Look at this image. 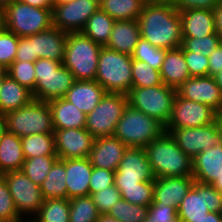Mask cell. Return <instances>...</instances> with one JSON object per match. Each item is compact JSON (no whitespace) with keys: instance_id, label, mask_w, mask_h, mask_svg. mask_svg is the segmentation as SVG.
Masks as SVG:
<instances>
[{"instance_id":"6f0895ef","label":"cell","mask_w":222,"mask_h":222,"mask_svg":"<svg viewBox=\"0 0 222 222\" xmlns=\"http://www.w3.org/2000/svg\"><path fill=\"white\" fill-rule=\"evenodd\" d=\"M6 30V9L5 5L0 4V32Z\"/></svg>"},{"instance_id":"4316f807","label":"cell","mask_w":222,"mask_h":222,"mask_svg":"<svg viewBox=\"0 0 222 222\" xmlns=\"http://www.w3.org/2000/svg\"><path fill=\"white\" fill-rule=\"evenodd\" d=\"M160 76L162 83L175 89L191 77L181 46L166 51Z\"/></svg>"},{"instance_id":"603a6c76","label":"cell","mask_w":222,"mask_h":222,"mask_svg":"<svg viewBox=\"0 0 222 222\" xmlns=\"http://www.w3.org/2000/svg\"><path fill=\"white\" fill-rule=\"evenodd\" d=\"M92 170L89 158L66 159L67 199L89 196Z\"/></svg>"},{"instance_id":"8fae6325","label":"cell","mask_w":222,"mask_h":222,"mask_svg":"<svg viewBox=\"0 0 222 222\" xmlns=\"http://www.w3.org/2000/svg\"><path fill=\"white\" fill-rule=\"evenodd\" d=\"M222 194L211 184L194 181L178 208V220L197 222L209 212H220Z\"/></svg>"},{"instance_id":"f907efd6","label":"cell","mask_w":222,"mask_h":222,"mask_svg":"<svg viewBox=\"0 0 222 222\" xmlns=\"http://www.w3.org/2000/svg\"><path fill=\"white\" fill-rule=\"evenodd\" d=\"M220 0H174L172 5L180 12L192 9L213 10Z\"/></svg>"},{"instance_id":"f546056e","label":"cell","mask_w":222,"mask_h":222,"mask_svg":"<svg viewBox=\"0 0 222 222\" xmlns=\"http://www.w3.org/2000/svg\"><path fill=\"white\" fill-rule=\"evenodd\" d=\"M33 99L30 90L6 75L0 90V113L6 114L19 109L29 104Z\"/></svg>"},{"instance_id":"bcb514c9","label":"cell","mask_w":222,"mask_h":222,"mask_svg":"<svg viewBox=\"0 0 222 222\" xmlns=\"http://www.w3.org/2000/svg\"><path fill=\"white\" fill-rule=\"evenodd\" d=\"M97 207L99 214H109L112 206L122 199L121 193L115 185L100 190L90 195Z\"/></svg>"},{"instance_id":"be15d7a7","label":"cell","mask_w":222,"mask_h":222,"mask_svg":"<svg viewBox=\"0 0 222 222\" xmlns=\"http://www.w3.org/2000/svg\"><path fill=\"white\" fill-rule=\"evenodd\" d=\"M213 77L222 92V71H220L218 74L214 75Z\"/></svg>"},{"instance_id":"d590c367","label":"cell","mask_w":222,"mask_h":222,"mask_svg":"<svg viewBox=\"0 0 222 222\" xmlns=\"http://www.w3.org/2000/svg\"><path fill=\"white\" fill-rule=\"evenodd\" d=\"M57 159V155L28 158L25 159L21 171L24 172L33 183L40 186Z\"/></svg>"},{"instance_id":"484cf974","label":"cell","mask_w":222,"mask_h":222,"mask_svg":"<svg viewBox=\"0 0 222 222\" xmlns=\"http://www.w3.org/2000/svg\"><path fill=\"white\" fill-rule=\"evenodd\" d=\"M140 38L138 20H116L106 47L131 56Z\"/></svg>"},{"instance_id":"9c48e42d","label":"cell","mask_w":222,"mask_h":222,"mask_svg":"<svg viewBox=\"0 0 222 222\" xmlns=\"http://www.w3.org/2000/svg\"><path fill=\"white\" fill-rule=\"evenodd\" d=\"M6 29L18 37L38 34L53 26L52 9L34 7L18 0L5 6Z\"/></svg>"},{"instance_id":"7a4b0ae2","label":"cell","mask_w":222,"mask_h":222,"mask_svg":"<svg viewBox=\"0 0 222 222\" xmlns=\"http://www.w3.org/2000/svg\"><path fill=\"white\" fill-rule=\"evenodd\" d=\"M154 177H193L192 158L187 156L168 133L164 132L145 148Z\"/></svg>"},{"instance_id":"ac0fdd59","label":"cell","mask_w":222,"mask_h":222,"mask_svg":"<svg viewBox=\"0 0 222 222\" xmlns=\"http://www.w3.org/2000/svg\"><path fill=\"white\" fill-rule=\"evenodd\" d=\"M177 93L185 99L204 103L222 112V92L212 76L190 77L177 88Z\"/></svg>"},{"instance_id":"52a82bcc","label":"cell","mask_w":222,"mask_h":222,"mask_svg":"<svg viewBox=\"0 0 222 222\" xmlns=\"http://www.w3.org/2000/svg\"><path fill=\"white\" fill-rule=\"evenodd\" d=\"M7 131L22 138L32 134L54 133L48 102L33 99L29 104L5 114Z\"/></svg>"},{"instance_id":"9a60e30c","label":"cell","mask_w":222,"mask_h":222,"mask_svg":"<svg viewBox=\"0 0 222 222\" xmlns=\"http://www.w3.org/2000/svg\"><path fill=\"white\" fill-rule=\"evenodd\" d=\"M99 8V0H72L56 4L52 9V24L63 32H81L89 17Z\"/></svg>"},{"instance_id":"7402d4cb","label":"cell","mask_w":222,"mask_h":222,"mask_svg":"<svg viewBox=\"0 0 222 222\" xmlns=\"http://www.w3.org/2000/svg\"><path fill=\"white\" fill-rule=\"evenodd\" d=\"M105 94L106 90L95 80H75L64 98L87 115Z\"/></svg>"},{"instance_id":"6125c7cd","label":"cell","mask_w":222,"mask_h":222,"mask_svg":"<svg viewBox=\"0 0 222 222\" xmlns=\"http://www.w3.org/2000/svg\"><path fill=\"white\" fill-rule=\"evenodd\" d=\"M216 123L218 125L219 132H220V135H221V140H222V112L217 113Z\"/></svg>"},{"instance_id":"ffe728a7","label":"cell","mask_w":222,"mask_h":222,"mask_svg":"<svg viewBox=\"0 0 222 222\" xmlns=\"http://www.w3.org/2000/svg\"><path fill=\"white\" fill-rule=\"evenodd\" d=\"M194 181L193 177H156L154 179L153 203H162V205L178 210Z\"/></svg>"},{"instance_id":"3957f363","label":"cell","mask_w":222,"mask_h":222,"mask_svg":"<svg viewBox=\"0 0 222 222\" xmlns=\"http://www.w3.org/2000/svg\"><path fill=\"white\" fill-rule=\"evenodd\" d=\"M101 48L102 45L82 32L67 33L62 64L73 74L75 80H95Z\"/></svg>"},{"instance_id":"4dcf8cb0","label":"cell","mask_w":222,"mask_h":222,"mask_svg":"<svg viewBox=\"0 0 222 222\" xmlns=\"http://www.w3.org/2000/svg\"><path fill=\"white\" fill-rule=\"evenodd\" d=\"M66 159L58 158L43 183L40 185L44 199L65 198L67 199L66 187Z\"/></svg>"},{"instance_id":"1f68e13d","label":"cell","mask_w":222,"mask_h":222,"mask_svg":"<svg viewBox=\"0 0 222 222\" xmlns=\"http://www.w3.org/2000/svg\"><path fill=\"white\" fill-rule=\"evenodd\" d=\"M148 0H99V6L116 20H138Z\"/></svg>"},{"instance_id":"89a4df30","label":"cell","mask_w":222,"mask_h":222,"mask_svg":"<svg viewBox=\"0 0 222 222\" xmlns=\"http://www.w3.org/2000/svg\"><path fill=\"white\" fill-rule=\"evenodd\" d=\"M154 1H158V2H170V3H172L174 0H154Z\"/></svg>"},{"instance_id":"a7ac6f4b","label":"cell","mask_w":222,"mask_h":222,"mask_svg":"<svg viewBox=\"0 0 222 222\" xmlns=\"http://www.w3.org/2000/svg\"><path fill=\"white\" fill-rule=\"evenodd\" d=\"M18 222H34L32 219H22L21 221Z\"/></svg>"},{"instance_id":"30bf717a","label":"cell","mask_w":222,"mask_h":222,"mask_svg":"<svg viewBox=\"0 0 222 222\" xmlns=\"http://www.w3.org/2000/svg\"><path fill=\"white\" fill-rule=\"evenodd\" d=\"M128 105L123 93L106 92L99 104L87 114L86 130L94 137H113L115 127Z\"/></svg>"},{"instance_id":"f1b7e54d","label":"cell","mask_w":222,"mask_h":222,"mask_svg":"<svg viewBox=\"0 0 222 222\" xmlns=\"http://www.w3.org/2000/svg\"><path fill=\"white\" fill-rule=\"evenodd\" d=\"M24 161L21 138L7 131L0 137V173L21 170Z\"/></svg>"},{"instance_id":"680465c9","label":"cell","mask_w":222,"mask_h":222,"mask_svg":"<svg viewBox=\"0 0 222 222\" xmlns=\"http://www.w3.org/2000/svg\"><path fill=\"white\" fill-rule=\"evenodd\" d=\"M7 132V120L5 114L0 113V137Z\"/></svg>"},{"instance_id":"6da1fadb","label":"cell","mask_w":222,"mask_h":222,"mask_svg":"<svg viewBox=\"0 0 222 222\" xmlns=\"http://www.w3.org/2000/svg\"><path fill=\"white\" fill-rule=\"evenodd\" d=\"M138 22L141 37L153 46L168 50L182 45L181 18L172 3L148 0Z\"/></svg>"},{"instance_id":"ba28073f","label":"cell","mask_w":222,"mask_h":222,"mask_svg":"<svg viewBox=\"0 0 222 222\" xmlns=\"http://www.w3.org/2000/svg\"><path fill=\"white\" fill-rule=\"evenodd\" d=\"M176 93L177 89L164 83L152 87L131 88L127 94L128 104L156 118L166 127L172 115Z\"/></svg>"},{"instance_id":"5bb4252c","label":"cell","mask_w":222,"mask_h":222,"mask_svg":"<svg viewBox=\"0 0 222 222\" xmlns=\"http://www.w3.org/2000/svg\"><path fill=\"white\" fill-rule=\"evenodd\" d=\"M217 113L209 105L185 99L176 93L172 115L165 129L203 127L215 122Z\"/></svg>"},{"instance_id":"d6986e66","label":"cell","mask_w":222,"mask_h":222,"mask_svg":"<svg viewBox=\"0 0 222 222\" xmlns=\"http://www.w3.org/2000/svg\"><path fill=\"white\" fill-rule=\"evenodd\" d=\"M127 148L115 137L95 138L88 158L93 167L116 171Z\"/></svg>"},{"instance_id":"5b68a950","label":"cell","mask_w":222,"mask_h":222,"mask_svg":"<svg viewBox=\"0 0 222 222\" xmlns=\"http://www.w3.org/2000/svg\"><path fill=\"white\" fill-rule=\"evenodd\" d=\"M132 57L102 46L95 81L106 92L128 94L132 87Z\"/></svg>"},{"instance_id":"277c9868","label":"cell","mask_w":222,"mask_h":222,"mask_svg":"<svg viewBox=\"0 0 222 222\" xmlns=\"http://www.w3.org/2000/svg\"><path fill=\"white\" fill-rule=\"evenodd\" d=\"M165 132V126L156 118L144 114L129 104L115 127L113 137L128 147L145 148Z\"/></svg>"},{"instance_id":"2e32d148","label":"cell","mask_w":222,"mask_h":222,"mask_svg":"<svg viewBox=\"0 0 222 222\" xmlns=\"http://www.w3.org/2000/svg\"><path fill=\"white\" fill-rule=\"evenodd\" d=\"M165 132H168L177 146L192 159L222 142L216 121L203 127L165 129Z\"/></svg>"},{"instance_id":"cb8c5ba5","label":"cell","mask_w":222,"mask_h":222,"mask_svg":"<svg viewBox=\"0 0 222 222\" xmlns=\"http://www.w3.org/2000/svg\"><path fill=\"white\" fill-rule=\"evenodd\" d=\"M193 178L202 184H211L222 175V142L192 159Z\"/></svg>"},{"instance_id":"db71d44e","label":"cell","mask_w":222,"mask_h":222,"mask_svg":"<svg viewBox=\"0 0 222 222\" xmlns=\"http://www.w3.org/2000/svg\"><path fill=\"white\" fill-rule=\"evenodd\" d=\"M214 26H215V33L219 36L222 40V0L214 7Z\"/></svg>"},{"instance_id":"94428289","label":"cell","mask_w":222,"mask_h":222,"mask_svg":"<svg viewBox=\"0 0 222 222\" xmlns=\"http://www.w3.org/2000/svg\"><path fill=\"white\" fill-rule=\"evenodd\" d=\"M211 185L222 194V175L213 181Z\"/></svg>"},{"instance_id":"836d02e7","label":"cell","mask_w":222,"mask_h":222,"mask_svg":"<svg viewBox=\"0 0 222 222\" xmlns=\"http://www.w3.org/2000/svg\"><path fill=\"white\" fill-rule=\"evenodd\" d=\"M70 203L65 198H48L32 218L34 222H69Z\"/></svg>"},{"instance_id":"c3c4849f","label":"cell","mask_w":222,"mask_h":222,"mask_svg":"<svg viewBox=\"0 0 222 222\" xmlns=\"http://www.w3.org/2000/svg\"><path fill=\"white\" fill-rule=\"evenodd\" d=\"M184 59L189 69L191 77H201L208 75L209 58L204 56L202 51H183Z\"/></svg>"},{"instance_id":"e7e4bbea","label":"cell","mask_w":222,"mask_h":222,"mask_svg":"<svg viewBox=\"0 0 222 222\" xmlns=\"http://www.w3.org/2000/svg\"><path fill=\"white\" fill-rule=\"evenodd\" d=\"M6 75H7V70L4 68H0V90H1L2 82L4 78L6 77Z\"/></svg>"},{"instance_id":"816d5d0a","label":"cell","mask_w":222,"mask_h":222,"mask_svg":"<svg viewBox=\"0 0 222 222\" xmlns=\"http://www.w3.org/2000/svg\"><path fill=\"white\" fill-rule=\"evenodd\" d=\"M14 61L34 62L32 35L27 37H19L17 53Z\"/></svg>"},{"instance_id":"2644e50d","label":"cell","mask_w":222,"mask_h":222,"mask_svg":"<svg viewBox=\"0 0 222 222\" xmlns=\"http://www.w3.org/2000/svg\"><path fill=\"white\" fill-rule=\"evenodd\" d=\"M0 222H6L5 220H3L2 218H0Z\"/></svg>"},{"instance_id":"91938a15","label":"cell","mask_w":222,"mask_h":222,"mask_svg":"<svg viewBox=\"0 0 222 222\" xmlns=\"http://www.w3.org/2000/svg\"><path fill=\"white\" fill-rule=\"evenodd\" d=\"M97 222H119V221L109 214H99Z\"/></svg>"},{"instance_id":"d6a6232c","label":"cell","mask_w":222,"mask_h":222,"mask_svg":"<svg viewBox=\"0 0 222 222\" xmlns=\"http://www.w3.org/2000/svg\"><path fill=\"white\" fill-rule=\"evenodd\" d=\"M115 20L100 8L89 17L82 29V33L92 41L106 46Z\"/></svg>"},{"instance_id":"f35d334b","label":"cell","mask_w":222,"mask_h":222,"mask_svg":"<svg viewBox=\"0 0 222 222\" xmlns=\"http://www.w3.org/2000/svg\"><path fill=\"white\" fill-rule=\"evenodd\" d=\"M166 51V49L153 46L150 42L141 37L137 42L131 57L133 60L146 62L151 67L160 71Z\"/></svg>"},{"instance_id":"f6af8a7d","label":"cell","mask_w":222,"mask_h":222,"mask_svg":"<svg viewBox=\"0 0 222 222\" xmlns=\"http://www.w3.org/2000/svg\"><path fill=\"white\" fill-rule=\"evenodd\" d=\"M222 42L219 36L214 33L202 38H182L181 48L183 51L200 52L204 56L210 55V53Z\"/></svg>"},{"instance_id":"4fadbf2b","label":"cell","mask_w":222,"mask_h":222,"mask_svg":"<svg viewBox=\"0 0 222 222\" xmlns=\"http://www.w3.org/2000/svg\"><path fill=\"white\" fill-rule=\"evenodd\" d=\"M144 148L128 147L114 173L117 188L140 187V182L154 180Z\"/></svg>"},{"instance_id":"03108f58","label":"cell","mask_w":222,"mask_h":222,"mask_svg":"<svg viewBox=\"0 0 222 222\" xmlns=\"http://www.w3.org/2000/svg\"><path fill=\"white\" fill-rule=\"evenodd\" d=\"M15 0H0V4H2V5H8V4H10V3H12V2H14Z\"/></svg>"},{"instance_id":"e0dca14e","label":"cell","mask_w":222,"mask_h":222,"mask_svg":"<svg viewBox=\"0 0 222 222\" xmlns=\"http://www.w3.org/2000/svg\"><path fill=\"white\" fill-rule=\"evenodd\" d=\"M94 139L86 128L54 129L55 152L60 159L88 158Z\"/></svg>"},{"instance_id":"681fc988","label":"cell","mask_w":222,"mask_h":222,"mask_svg":"<svg viewBox=\"0 0 222 222\" xmlns=\"http://www.w3.org/2000/svg\"><path fill=\"white\" fill-rule=\"evenodd\" d=\"M114 173L115 171L93 167L89 183V195L114 185Z\"/></svg>"},{"instance_id":"74e56055","label":"cell","mask_w":222,"mask_h":222,"mask_svg":"<svg viewBox=\"0 0 222 222\" xmlns=\"http://www.w3.org/2000/svg\"><path fill=\"white\" fill-rule=\"evenodd\" d=\"M162 84L160 71L146 62L132 61V87H152Z\"/></svg>"},{"instance_id":"9f6ffc18","label":"cell","mask_w":222,"mask_h":222,"mask_svg":"<svg viewBox=\"0 0 222 222\" xmlns=\"http://www.w3.org/2000/svg\"><path fill=\"white\" fill-rule=\"evenodd\" d=\"M197 222H222L220 212H209L204 218Z\"/></svg>"},{"instance_id":"7c38bea8","label":"cell","mask_w":222,"mask_h":222,"mask_svg":"<svg viewBox=\"0 0 222 222\" xmlns=\"http://www.w3.org/2000/svg\"><path fill=\"white\" fill-rule=\"evenodd\" d=\"M9 187L10 194L23 219H32L44 203L40 186L33 183L21 170L2 175Z\"/></svg>"},{"instance_id":"e575fe53","label":"cell","mask_w":222,"mask_h":222,"mask_svg":"<svg viewBox=\"0 0 222 222\" xmlns=\"http://www.w3.org/2000/svg\"><path fill=\"white\" fill-rule=\"evenodd\" d=\"M25 159L56 155L54 133L32 134L21 138Z\"/></svg>"},{"instance_id":"83f0119b","label":"cell","mask_w":222,"mask_h":222,"mask_svg":"<svg viewBox=\"0 0 222 222\" xmlns=\"http://www.w3.org/2000/svg\"><path fill=\"white\" fill-rule=\"evenodd\" d=\"M54 129L85 128L87 115L64 97L48 102Z\"/></svg>"},{"instance_id":"003e7915","label":"cell","mask_w":222,"mask_h":222,"mask_svg":"<svg viewBox=\"0 0 222 222\" xmlns=\"http://www.w3.org/2000/svg\"><path fill=\"white\" fill-rule=\"evenodd\" d=\"M68 1H72V0H53V3H54V5H56V4L65 3Z\"/></svg>"},{"instance_id":"d4e9b609","label":"cell","mask_w":222,"mask_h":222,"mask_svg":"<svg viewBox=\"0 0 222 222\" xmlns=\"http://www.w3.org/2000/svg\"><path fill=\"white\" fill-rule=\"evenodd\" d=\"M182 38H202L215 33L213 10L180 11Z\"/></svg>"},{"instance_id":"b9f144b4","label":"cell","mask_w":222,"mask_h":222,"mask_svg":"<svg viewBox=\"0 0 222 222\" xmlns=\"http://www.w3.org/2000/svg\"><path fill=\"white\" fill-rule=\"evenodd\" d=\"M118 190L125 201L148 207L153 202L154 180L140 182V187L118 188Z\"/></svg>"},{"instance_id":"ab89813d","label":"cell","mask_w":222,"mask_h":222,"mask_svg":"<svg viewBox=\"0 0 222 222\" xmlns=\"http://www.w3.org/2000/svg\"><path fill=\"white\" fill-rule=\"evenodd\" d=\"M147 212V206L131 204L124 199H120L112 206L109 215L119 222H144Z\"/></svg>"},{"instance_id":"8992f818","label":"cell","mask_w":222,"mask_h":222,"mask_svg":"<svg viewBox=\"0 0 222 222\" xmlns=\"http://www.w3.org/2000/svg\"><path fill=\"white\" fill-rule=\"evenodd\" d=\"M36 86L35 100L49 102L63 98L75 82L73 74L60 61L37 59L34 62Z\"/></svg>"},{"instance_id":"8d00e7d4","label":"cell","mask_w":222,"mask_h":222,"mask_svg":"<svg viewBox=\"0 0 222 222\" xmlns=\"http://www.w3.org/2000/svg\"><path fill=\"white\" fill-rule=\"evenodd\" d=\"M69 203V222H97L99 212L90 195L74 197Z\"/></svg>"},{"instance_id":"7bdbcfd3","label":"cell","mask_w":222,"mask_h":222,"mask_svg":"<svg viewBox=\"0 0 222 222\" xmlns=\"http://www.w3.org/2000/svg\"><path fill=\"white\" fill-rule=\"evenodd\" d=\"M0 218L6 222H18L23 219L15 207L9 187L3 176L0 177Z\"/></svg>"},{"instance_id":"7dc6e473","label":"cell","mask_w":222,"mask_h":222,"mask_svg":"<svg viewBox=\"0 0 222 222\" xmlns=\"http://www.w3.org/2000/svg\"><path fill=\"white\" fill-rule=\"evenodd\" d=\"M178 210L162 203H151L144 222H178Z\"/></svg>"},{"instance_id":"f5cc1de1","label":"cell","mask_w":222,"mask_h":222,"mask_svg":"<svg viewBox=\"0 0 222 222\" xmlns=\"http://www.w3.org/2000/svg\"><path fill=\"white\" fill-rule=\"evenodd\" d=\"M208 75L214 76L222 71V42L209 55Z\"/></svg>"},{"instance_id":"11a10c76","label":"cell","mask_w":222,"mask_h":222,"mask_svg":"<svg viewBox=\"0 0 222 222\" xmlns=\"http://www.w3.org/2000/svg\"><path fill=\"white\" fill-rule=\"evenodd\" d=\"M19 2L44 9H53V0H18Z\"/></svg>"},{"instance_id":"60d3db41","label":"cell","mask_w":222,"mask_h":222,"mask_svg":"<svg viewBox=\"0 0 222 222\" xmlns=\"http://www.w3.org/2000/svg\"><path fill=\"white\" fill-rule=\"evenodd\" d=\"M7 75L33 92L36 86L34 62L14 61L7 69Z\"/></svg>"},{"instance_id":"44dd1931","label":"cell","mask_w":222,"mask_h":222,"mask_svg":"<svg viewBox=\"0 0 222 222\" xmlns=\"http://www.w3.org/2000/svg\"><path fill=\"white\" fill-rule=\"evenodd\" d=\"M66 42L67 32L55 26L32 35L34 62L41 58L63 62Z\"/></svg>"},{"instance_id":"ee69618b","label":"cell","mask_w":222,"mask_h":222,"mask_svg":"<svg viewBox=\"0 0 222 222\" xmlns=\"http://www.w3.org/2000/svg\"><path fill=\"white\" fill-rule=\"evenodd\" d=\"M19 37L8 31L0 32V68L7 69L15 60Z\"/></svg>"}]
</instances>
